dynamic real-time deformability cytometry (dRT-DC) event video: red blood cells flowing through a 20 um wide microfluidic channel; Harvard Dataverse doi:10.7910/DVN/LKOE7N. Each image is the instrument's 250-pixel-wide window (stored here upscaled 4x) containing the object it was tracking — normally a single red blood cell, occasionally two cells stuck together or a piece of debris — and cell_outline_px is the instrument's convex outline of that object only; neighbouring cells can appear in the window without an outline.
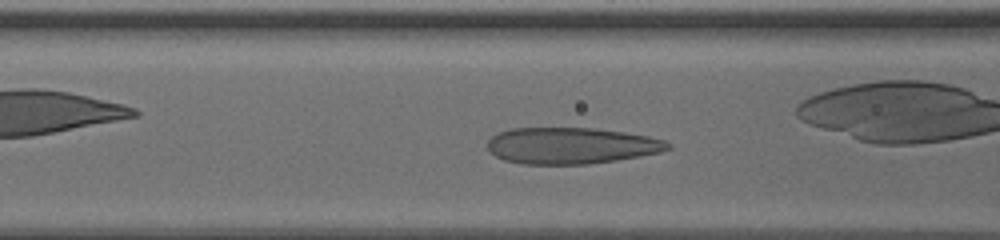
{"species": "human", "species_latin": "Homo sapiens", "temperature_condition": "cold", "stored_images_in_passage": 34, "camera_frame_rate_fps": 3000, "um_per_image_px": 0.085, "donor": {"sex": "male"}, "frame": {"image": 1, "passage_image": 10, "time_ms": 3.0, "image_size_px": [1000, 240], "cell_outline_px": [[672, 148], [660, 152], [640, 156], [616, 160], [588, 164], [520, 164], [504, 160], [496, 156], [488, 148], [488, 140], [496, 132], [512, 128], [592, 128], [624, 132], [648, 136], [664, 140], [672, 144]], "centroid_in_image_um": [48.55, 12.38], "position_along_channel_um": 118.1, "area_um2": 38.32}, "authors_computed_cell_mechanics": {"area_um2": 38.4948, "velocity_mm_per_s": 3.7841, "shape_relaxation_time_tau1_ms": null, "shape_relaxation_time_tau2_ms": 0.8518, "deformation_change_tau1": null, "deformation_change_tau2": 0.0972}}